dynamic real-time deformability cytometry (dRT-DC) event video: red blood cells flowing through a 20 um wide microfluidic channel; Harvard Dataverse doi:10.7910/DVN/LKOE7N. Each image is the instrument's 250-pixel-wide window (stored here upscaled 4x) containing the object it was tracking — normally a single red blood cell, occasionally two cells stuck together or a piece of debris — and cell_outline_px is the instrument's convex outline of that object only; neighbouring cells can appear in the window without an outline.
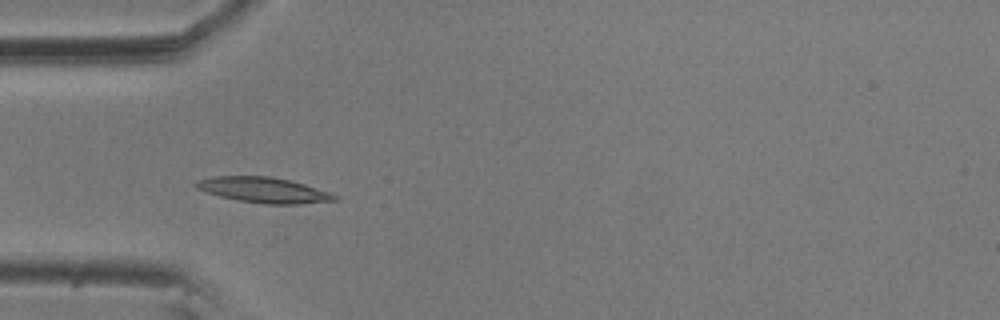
{"species": "common noctule bat (a hibernating species)", "species_latin": "Nyctalus noctula", "temperature_condition": "room temperature", "stored_images_in_passage": 4, "camera_frame_rate_fps": 3000, "um_per_image_px": 0.085, "animal": {"sex": "male", "body_mass_g": 20.5, "forearm_length_mm": 52.5}, "frame": {"image": 1, "passage_image": 4, "time_ms": 1.0, "image_size_px": [1000, 320], "cell_outline_px": [[340, 196], [336, 200], [300, 204], [264, 204], [236, 200], [220, 196], [196, 188], [192, 184], [196, 180], [216, 176], [268, 176], [288, 180], [304, 184]], "centroid_in_image_um": [22.38, 16.15], "position_along_channel_um": 62.6, "area_um2": 20.46}}